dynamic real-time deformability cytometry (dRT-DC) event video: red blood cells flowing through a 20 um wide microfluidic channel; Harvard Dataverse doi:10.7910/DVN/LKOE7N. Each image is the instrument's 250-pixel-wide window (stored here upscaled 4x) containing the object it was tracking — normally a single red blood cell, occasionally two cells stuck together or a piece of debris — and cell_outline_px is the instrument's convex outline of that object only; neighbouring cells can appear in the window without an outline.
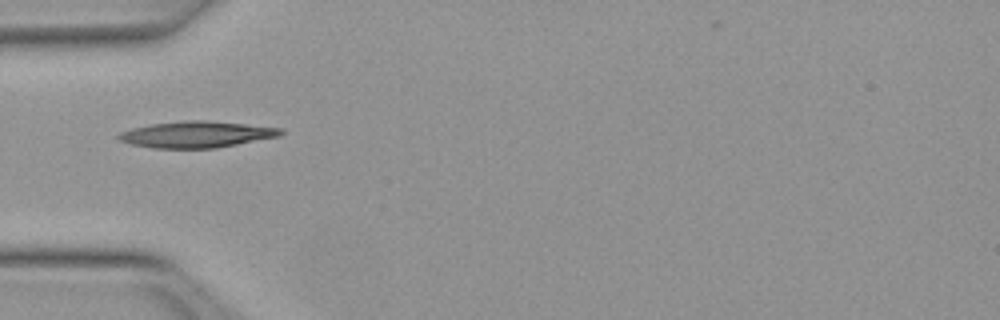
{"species": "Egyptian fruit bat (a non-hibernating species)", "species_latin": "Rousettus aegyptiacus", "temperature_condition": "warm", "stored_images_in_passage": 30, "camera_frame_rate_fps": 3000, "um_per_image_px": 0.085, "animal": {"sex": "female"}, "frame": {"image": 1, "passage_image": 1, "time_ms": 0.0, "image_size_px": [1000, 320], "cell_outline_px": [[284, 132], [280, 136], [216, 148], [152, 148], [132, 144], [120, 140], [116, 136], [120, 132], [132, 128], [152, 124], [184, 120], [208, 120], [284, 128]], "centroid_in_image_um": [16.73, 11.42], "position_along_channel_um": 68.3, "area_um2": 24.91}}
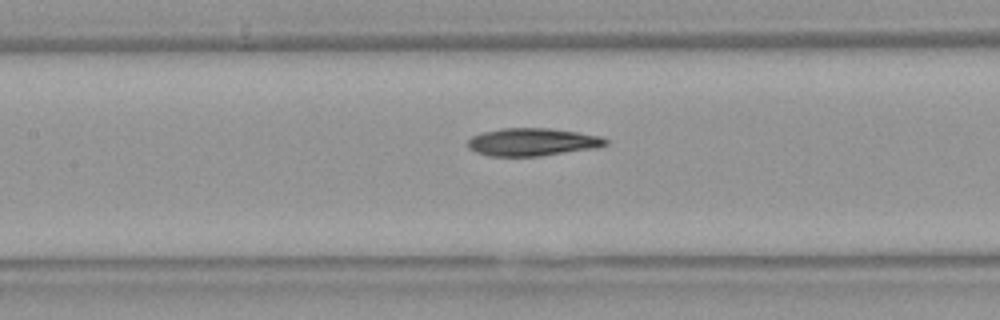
{"frame": {"image": 2, "passage_image": 8, "time_ms": 2.333, "image_size_px": [1000, 320], "cell_outline_px": [[608, 144], [600, 148], [540, 156], [488, 156], [476, 152], [468, 148], [468, 140], [472, 136], [484, 132], [500, 128], [548, 128], [576, 132], [600, 136], [608, 140]], "centroid_in_image_um": [45.28, 12.08], "position_along_channel_um": 162.1, "area_um2": 22.43}}
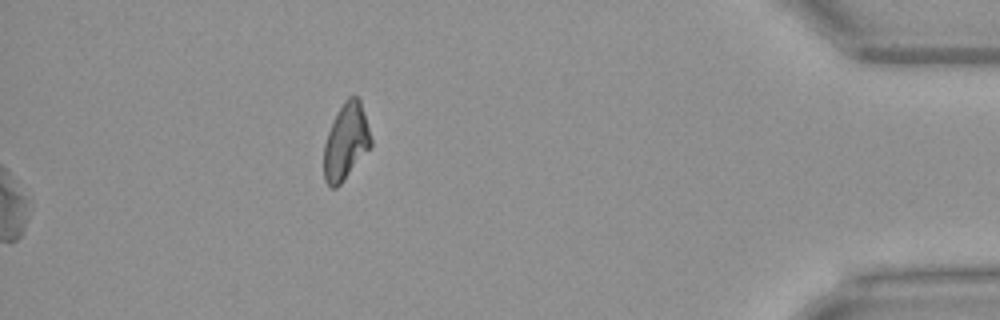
{"frame": {"image": 3, "passage_image": 30, "time_ms": 9.667, "image_size_px": [1000, 320], "cell_outline_px": [[372, 148], [340, 184], [336, 188], [332, 188], [324, 180], [324, 144], [328, 132], [344, 100], [348, 96], [356, 96], [360, 100], [364, 112], [372, 140]], "centroid_in_image_um": [29.42, 12.07], "position_along_channel_um": 405.8, "area_um2": 20.87}, "authors_computed_cell_mechanics": {"area_um2": 22.6287, "velocity_mm_per_s": 4.0068, "shape_relaxation_time_tau1_ms": 10.1994, "shape_relaxation_time_tau2_ms": 7.7119, "deformation_change_tau1": 0.2974, "deformation_change_tau2": 0.1725}}